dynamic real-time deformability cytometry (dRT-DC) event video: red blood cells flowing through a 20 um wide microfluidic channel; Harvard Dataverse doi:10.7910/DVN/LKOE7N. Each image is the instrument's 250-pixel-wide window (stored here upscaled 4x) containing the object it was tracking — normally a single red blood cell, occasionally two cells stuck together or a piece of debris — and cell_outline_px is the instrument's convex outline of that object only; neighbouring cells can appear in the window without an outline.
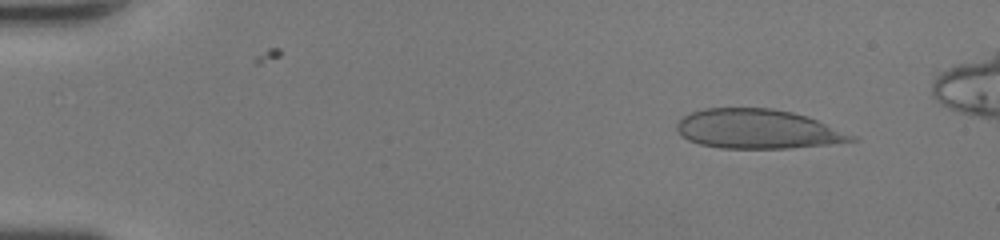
{"species": "human", "species_latin": "Homo sapiens", "temperature_condition": "room temperature", "stored_images_in_passage": 50, "camera_frame_rate_fps": 3000, "um_per_image_px": 0.085, "donor": {"sex": "female"}, "frame": {"image": 1, "passage_image": 6, "time_ms": 1.667, "image_size_px": [1000, 240], "cell_outline_px": [[860, 140], [828, 144], [788, 148], [720, 148], [700, 144], [688, 140], [680, 136], [676, 128], [676, 124], [684, 116], [692, 112], [704, 108], [772, 108], [792, 112], [808, 116], [856, 136]], "centroid_in_image_um": [64.39, 10.97], "position_along_channel_um": 20.6, "area_um2": 40.06}}
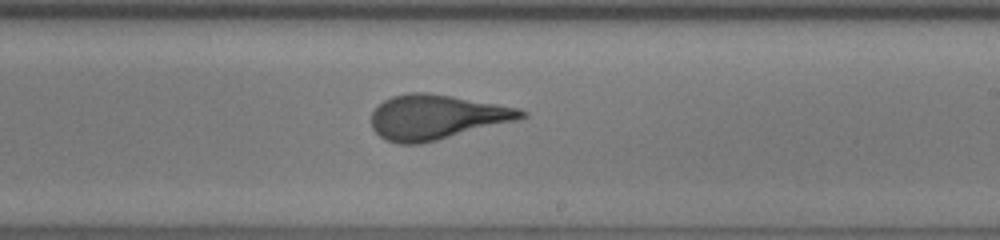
{"frame": {"image": 2, "passage_image": 31, "time_ms": 10.0, "image_size_px": [1000, 240], "cell_outline_px": [[528, 116], [516, 120], [420, 144], [396, 144], [384, 140], [372, 128], [372, 112], [384, 100], [392, 96], [408, 92], [428, 92], [452, 96], [520, 108], [528, 112]], "centroid_in_image_um": [37.08, 9.95], "position_along_channel_um": 251.9, "area_um2": 38.9}}
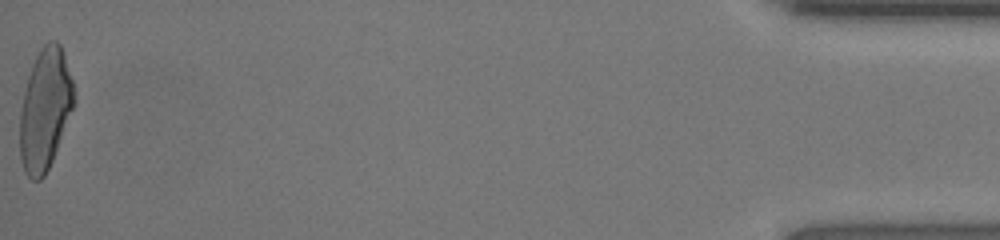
{"frame": {"image": 3, "passage_image": 50, "time_ms": 16.333, "image_size_px": [1000, 240], "cell_outline_px": [[76, 104], [52, 160], [44, 176], [40, 180], [32, 180], [24, 172], [20, 160], [20, 108], [28, 76], [32, 64], [40, 48], [48, 40], [56, 40], [60, 44], [76, 92]], "centroid_in_image_um": [3.84, 9.29], "position_along_channel_um": 431.4, "area_um2": 38.61}}